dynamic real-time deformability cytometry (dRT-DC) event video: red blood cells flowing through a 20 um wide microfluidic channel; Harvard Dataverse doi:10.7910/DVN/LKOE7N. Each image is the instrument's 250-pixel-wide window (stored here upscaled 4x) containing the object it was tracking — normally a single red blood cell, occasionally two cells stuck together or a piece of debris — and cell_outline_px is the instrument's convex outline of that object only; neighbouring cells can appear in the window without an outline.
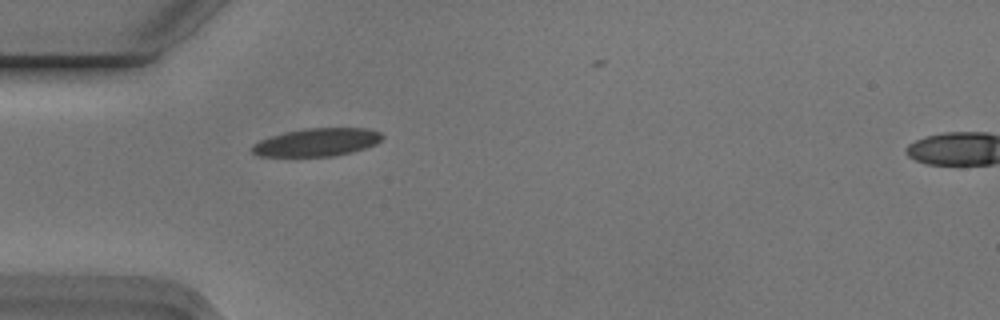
{"species": "Egyptian fruit bat (a non-hibernating species)", "species_latin": "Rousettus aegyptiacus", "temperature_condition": "cold", "stored_images_in_passage": 2, "segment_of_instrument_passage": [1, 2], "camera_frame_rate_fps": 3000, "um_per_image_px": 0.085, "animal": {"sex": "male"}, "frame": {"image": 1, "passage_image": 1, "time_ms": 0.0, "image_size_px": [1000, 320], "cell_outline_px": [[384, 136], [376, 144], [352, 152], [332, 156], [260, 156], [252, 152], [252, 144], [260, 140], [284, 132], [304, 128], [364, 128], [380, 132]], "centroid_in_image_um": [26.93, 12.08], "position_along_channel_um": 58.1, "area_um2": 21.1}}